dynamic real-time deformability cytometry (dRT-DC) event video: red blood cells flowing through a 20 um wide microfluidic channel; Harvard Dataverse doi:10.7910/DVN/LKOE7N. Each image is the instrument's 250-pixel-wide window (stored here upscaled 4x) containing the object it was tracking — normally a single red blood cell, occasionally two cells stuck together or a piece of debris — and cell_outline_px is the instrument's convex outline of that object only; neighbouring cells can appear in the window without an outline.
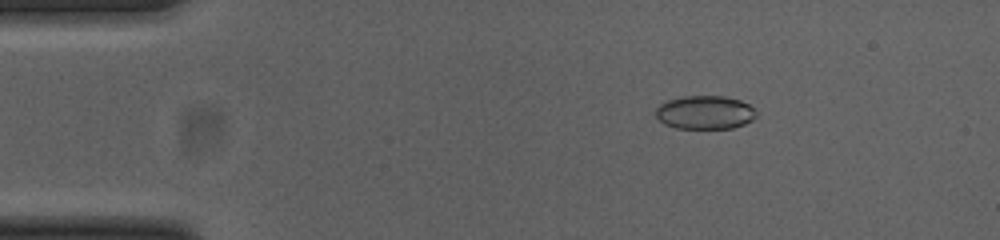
{"species": "common noctule bat (a hibernating species)", "species_latin": "Nyctalus noctula", "temperature_condition": "cold", "stored_images_in_passage": 46, "camera_frame_rate_fps": 3000, "um_per_image_px": 0.085, "animal": {"sex": "female", "body_mass_g": 23.0, "forearm_length_mm": 53.4}, "frame": {"image": 1, "passage_image": 2, "time_ms": 0.333, "image_size_px": [1000, 240], "cell_outline_px": [[756, 116], [752, 120], [744, 124], [732, 128], [676, 128], [664, 124], [656, 116], [656, 108], [660, 104], [668, 100], [684, 96], [724, 96], [740, 100], [748, 104], [756, 112]], "centroid_in_image_um": [59.91, 9.55], "position_along_channel_um": 25.1, "area_um2": 19.54}}
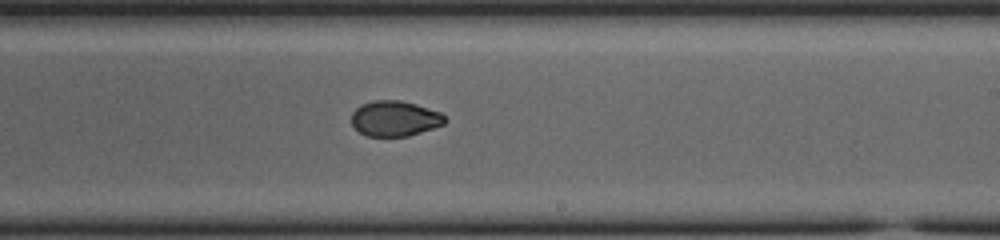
{"frame": {"image": 2, "passage_image": 25, "time_ms": 8.0, "image_size_px": [1000, 240], "cell_outline_px": [[448, 120], [444, 124], [408, 136], [368, 136], [360, 132], [352, 124], [352, 112], [360, 104], [372, 100], [400, 100], [416, 104], [440, 112]], "centroid_in_image_um": [33.55, 10.06], "position_along_channel_um": 255.4, "area_um2": 19.25}}
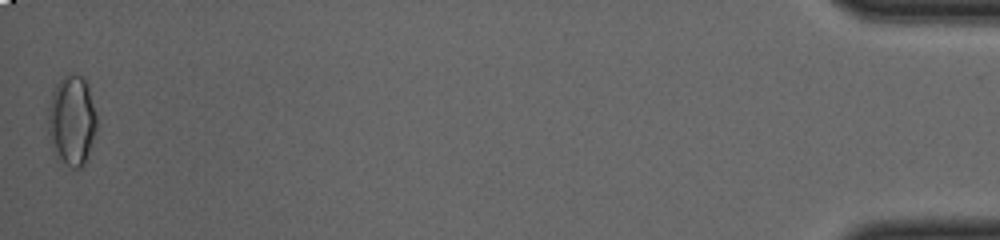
{"frame": {"image": 3, "passage_image": 46, "time_ms": 15.0, "image_size_px": [1000, 240], "cell_outline_px": [[96, 128], [84, 164], [80, 168], [72, 168], [52, 148], [48, 132], [48, 108], [52, 92], [56, 84], [64, 76], [80, 72], [88, 84], [96, 116]], "centroid_in_image_um": [6.1, 10.16], "position_along_channel_um": 429.1, "area_um2": 25.14}, "authors_computed_cell_mechanics": {"area_um2": 20.0566, "velocity_mm_per_s": 3.8659, "shape_relaxation_time_tau1_ms": null, "shape_relaxation_time_tau2_ms": 2.0703, "deformation_change_tau1": null, "deformation_change_tau2": 0.0412}}